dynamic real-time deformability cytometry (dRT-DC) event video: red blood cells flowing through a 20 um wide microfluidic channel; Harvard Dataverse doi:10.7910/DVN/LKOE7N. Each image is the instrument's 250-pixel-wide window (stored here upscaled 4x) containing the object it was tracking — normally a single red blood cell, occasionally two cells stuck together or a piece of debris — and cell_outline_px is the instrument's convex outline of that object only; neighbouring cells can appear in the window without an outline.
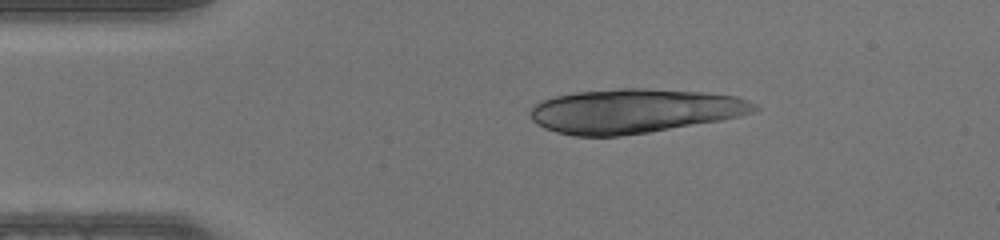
{"species": "human", "species_latin": "Homo sapiens", "temperature_condition": "warm", "stored_images_in_passage": 20, "camera_frame_rate_fps": 3000, "um_per_image_px": 0.085, "donor": {"sex": "male"}, "frame": {"image": 1, "passage_image": 1, "time_ms": 0.0, "image_size_px": [1000, 240], "cell_outline_px": [[760, 108], [752, 112], [720, 120], [648, 132], [620, 136], [576, 136], [556, 132], [544, 128], [532, 120], [532, 108], [540, 100], [556, 96], [576, 92], [616, 88], [644, 88], [704, 92], [736, 96], [748, 100], [756, 104]], "centroid_in_image_um": [53.91, 9.42], "position_along_channel_um": 31.1, "area_um2": 57.51}}